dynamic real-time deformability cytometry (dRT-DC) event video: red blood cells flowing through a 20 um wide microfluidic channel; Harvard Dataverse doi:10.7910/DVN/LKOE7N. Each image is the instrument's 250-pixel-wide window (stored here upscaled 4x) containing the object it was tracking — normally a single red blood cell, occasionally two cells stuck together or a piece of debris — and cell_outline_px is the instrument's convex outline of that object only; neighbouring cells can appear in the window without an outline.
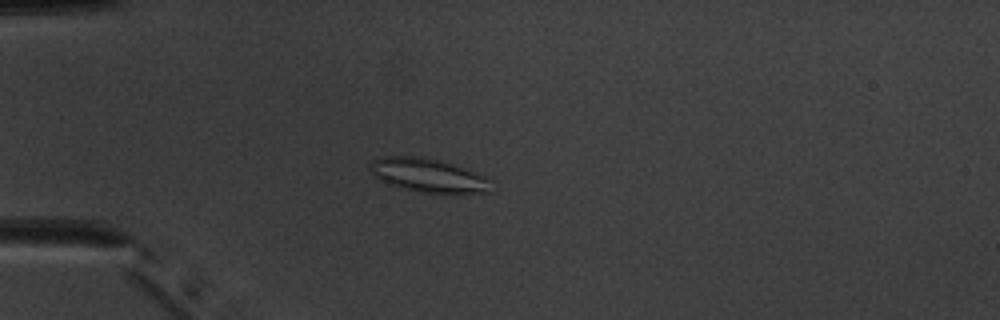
{"species": "common noctule bat (a hibernating species)", "species_latin": "Nyctalus noctula", "temperature_condition": "warm", "stored_images_in_passage": 41, "camera_frame_rate_fps": 3000, "um_per_image_px": 0.085, "animal": {"sex": "male", "body_mass_g": 20.1, "forearm_length_mm": 53.5}, "frame": {"image": 1, "passage_image": 4, "time_ms": 1.0, "image_size_px": [1000, 320], "cell_outline_px": [[492, 180], [488, 192], [420, 192], [388, 184], [376, 176], [368, 168], [372, 160], [384, 156], [424, 156], [452, 164], [464, 168], [484, 176]], "centroid_in_image_um": [36.36, 14.88], "position_along_channel_um": 48.6, "area_um2": 23.29}}
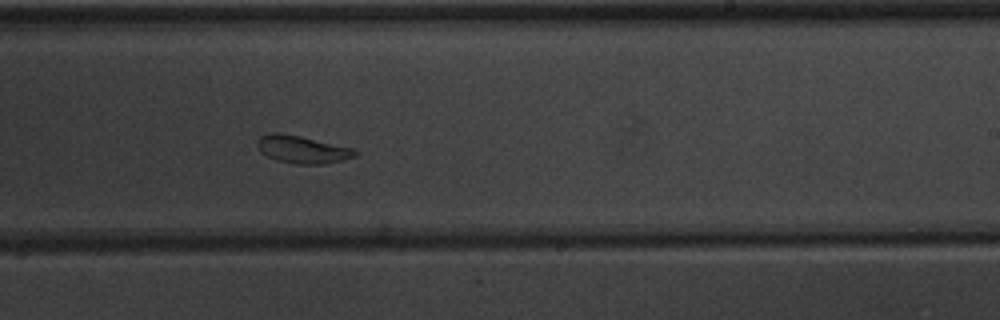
{"frame": {"image": 2, "passage_image": 22, "time_ms": 7.0, "image_size_px": [1000, 320], "cell_outline_px": [[356, 156], [344, 160], [324, 164], [296, 164], [276, 160], [260, 152], [256, 144], [256, 140], [260, 136], [268, 132], [280, 132], [300, 136], [356, 148]], "centroid_in_image_um": [25.68, 12.69], "position_along_channel_um": 263.3, "area_um2": 16.01}}
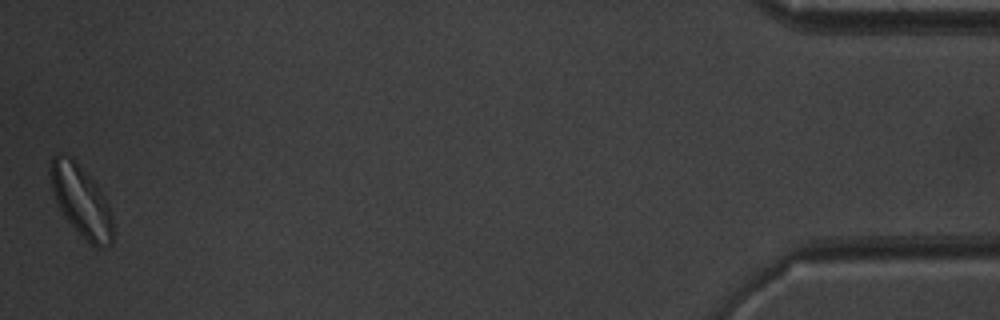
{"frame": {"image": 3, "passage_image": 41, "time_ms": 13.333, "image_size_px": [1000, 320], "cell_outline_px": [[112, 244], [100, 248], [96, 248], [64, 216], [56, 200], [52, 188], [48, 172], [52, 156], [60, 152], [64, 152], [96, 184], [104, 196], [108, 204], [112, 216]], "centroid_in_image_um": [6.88, 17.05], "position_along_channel_um": 428.3, "area_um2": 25.26}, "authors_computed_cell_mechanics": {"area_um2": 17.1088, "velocity_mm_per_s": 3.927, "shape_relaxation_time_tau1_ms": 5.3671, "shape_relaxation_time_tau2_ms": 1.8048, "deformation_change_tau1": 0.1047, "deformation_change_tau2": 0.0727}}